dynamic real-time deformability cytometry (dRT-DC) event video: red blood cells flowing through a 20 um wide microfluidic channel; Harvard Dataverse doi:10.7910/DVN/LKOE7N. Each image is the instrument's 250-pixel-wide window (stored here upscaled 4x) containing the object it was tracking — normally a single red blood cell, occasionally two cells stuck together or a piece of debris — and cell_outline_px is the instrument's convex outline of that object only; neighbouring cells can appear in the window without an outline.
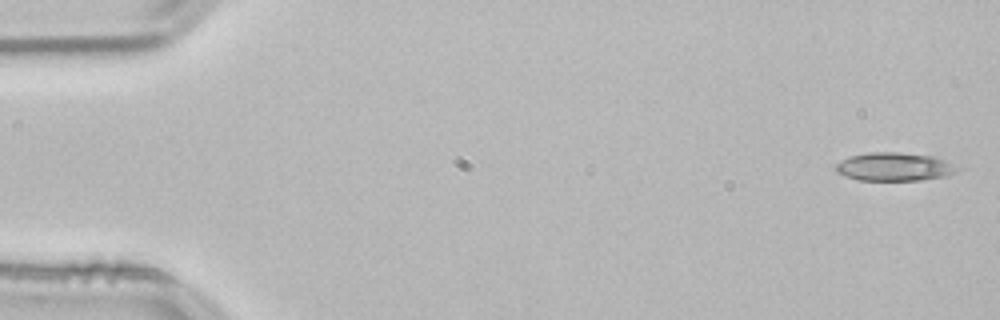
{"species": "common noctule bat (a hibernating species)", "species_latin": "Nyctalus noctula", "temperature_condition": "room temperature", "stored_images_in_passage": 26, "camera_frame_rate_fps": 3000, "um_per_image_px": 0.085, "animal": {"sex": "male", "body_mass_g": 21.5, "forearm_length_mm": 52.0}, "frame": {"image": 1, "passage_image": 1, "time_ms": 0.0, "image_size_px": [1000, 320], "cell_outline_px": [[964, 168], [956, 172], [944, 176], [920, 180], [856, 180], [844, 176], [836, 172], [836, 164], [840, 160], [848, 156], [868, 152], [900, 152], [932, 156], [944, 160]], "centroid_in_image_um": [76.0, 14.17], "position_along_channel_um": 9.0, "area_um2": 20.29}}
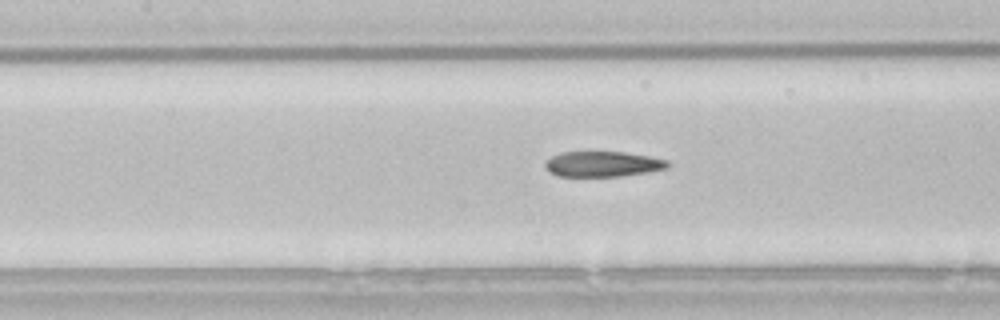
{"frame": {"image": 2, "passage_image": 23, "time_ms": 7.333, "image_size_px": [1000, 320], "cell_outline_px": [[672, 164], [668, 168], [648, 172], [620, 176], [556, 176], [548, 172], [544, 164], [552, 156], [560, 152], [624, 152], [648, 156], [668, 160]], "centroid_in_image_um": [51.25, 13.95], "position_along_channel_um": 156.2, "area_um2": 18.21}}
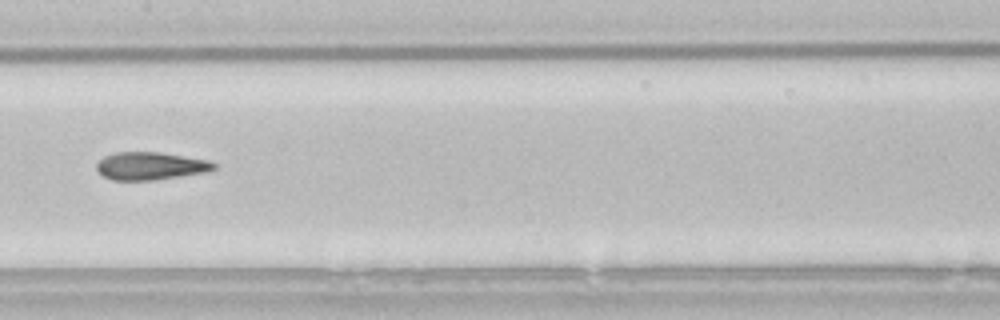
{"frame": {"image": 3, "passage_image": 26, "time_ms": 8.333, "image_size_px": [1000, 320], "cell_outline_px": [[216, 168], [208, 172], [152, 180], [112, 180], [104, 176], [96, 168], [96, 164], [104, 156], [116, 152], [160, 152], [208, 160], [216, 164]], "centroid_in_image_um": [12.8, 14.1], "position_along_channel_um": 194.6, "area_um2": 18.9}}